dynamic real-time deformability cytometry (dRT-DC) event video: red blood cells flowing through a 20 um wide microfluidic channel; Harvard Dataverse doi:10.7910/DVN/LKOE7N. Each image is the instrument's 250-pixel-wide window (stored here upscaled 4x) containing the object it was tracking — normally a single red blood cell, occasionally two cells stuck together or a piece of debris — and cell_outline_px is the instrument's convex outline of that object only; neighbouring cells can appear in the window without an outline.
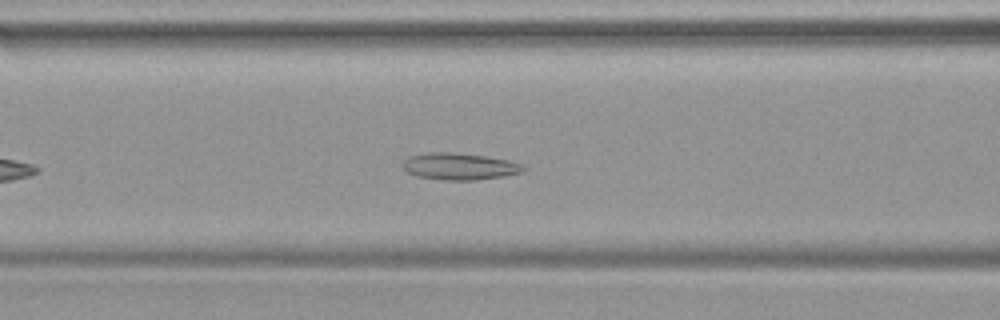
{"species": "common noctule bat (a hibernating species)", "species_latin": "Nyctalus noctula", "temperature_condition": "warm", "stored_images_in_passage": 30, "camera_frame_rate_fps": 3000, "um_per_image_px": 0.085, "animal": {"sex": "female", "body_mass_g": 19.9}, "frame": {"image": 1, "passage_image": 10, "time_ms": 3.0, "image_size_px": [1000, 320], "cell_outline_px": [[524, 172], [504, 176], [476, 180], [444, 180], [416, 176], [408, 172], [404, 168], [404, 160], [408, 156], [428, 152], [452, 152], [488, 156], [508, 160], [524, 164]], "centroid_in_image_um": [39.09, 14.14], "position_along_channel_um": 127.5, "area_um2": 18.96}}
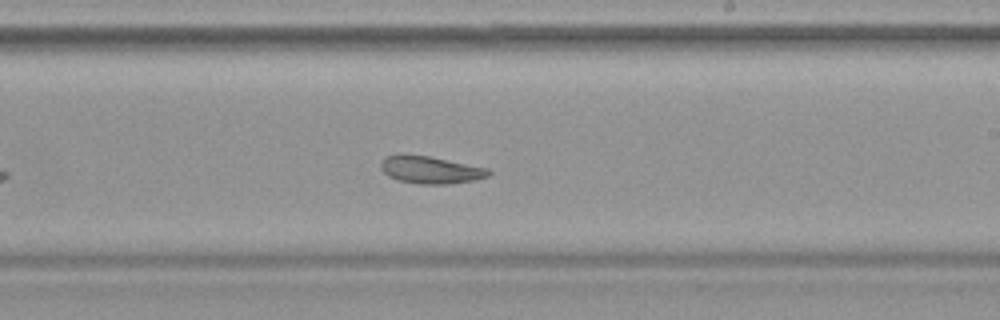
{"frame": {"image": 2, "passage_image": 19, "time_ms": 6.0, "image_size_px": [1000, 320], "cell_outline_px": [[492, 172], [488, 176], [476, 180], [448, 184], [420, 184], [400, 180], [388, 176], [380, 168], [380, 164], [384, 156], [396, 152], [428, 156], [488, 168]], "centroid_in_image_um": [36.55, 14.41], "position_along_channel_um": 252.5, "area_um2": 17.46}}
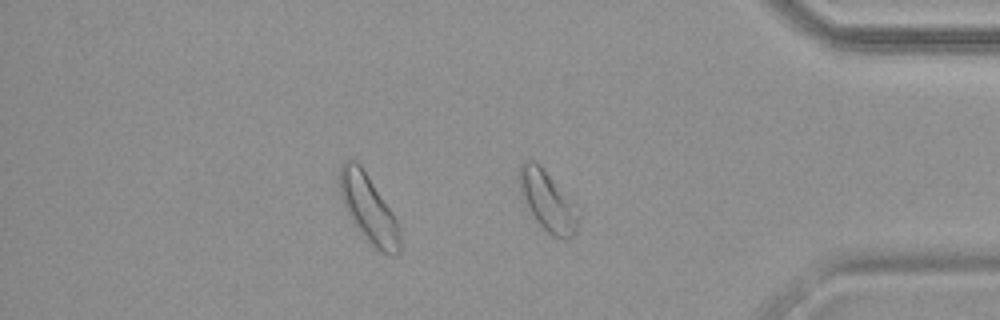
{"frame": {"image": 3, "passage_image": 30, "time_ms": 9.667, "image_size_px": [1000, 320], "cell_outline_px": [[580, 220], [576, 232], [572, 236], [552, 236], [536, 220], [520, 188], [520, 164], [524, 160], [536, 160], [540, 164], [580, 212]], "centroid_in_image_um": [46.58, 17.06], "position_along_channel_um": 388.6, "area_um2": 19.77}}